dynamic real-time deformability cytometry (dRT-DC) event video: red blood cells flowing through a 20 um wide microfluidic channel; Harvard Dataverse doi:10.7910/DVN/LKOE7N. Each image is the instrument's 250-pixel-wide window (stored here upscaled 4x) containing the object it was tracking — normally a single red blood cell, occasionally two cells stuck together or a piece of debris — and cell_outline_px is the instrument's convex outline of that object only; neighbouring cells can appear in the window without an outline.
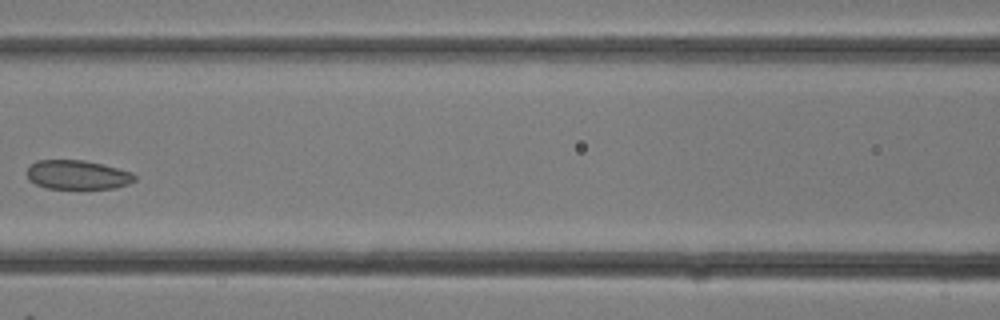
{"species": "common noctule bat (a hibernating species)", "species_latin": "Nyctalus noctula", "temperature_condition": "room temperature", "stored_images_in_passage": 15, "camera_frame_rate_fps": 3000, "um_per_image_px": 0.085, "animal": {"sex": "female"}, "frame": {"image": 1, "passage_image": 11, "time_ms": 3.333, "image_size_px": [1000, 320], "cell_outline_px": [[136, 180], [128, 184], [116, 188], [48, 188], [36, 184], [28, 180], [28, 168], [36, 160], [84, 160], [132, 172], [136, 176]], "centroid_in_image_um": [6.59, 14.86], "position_along_channel_um": 160.0, "area_um2": 18.09}}